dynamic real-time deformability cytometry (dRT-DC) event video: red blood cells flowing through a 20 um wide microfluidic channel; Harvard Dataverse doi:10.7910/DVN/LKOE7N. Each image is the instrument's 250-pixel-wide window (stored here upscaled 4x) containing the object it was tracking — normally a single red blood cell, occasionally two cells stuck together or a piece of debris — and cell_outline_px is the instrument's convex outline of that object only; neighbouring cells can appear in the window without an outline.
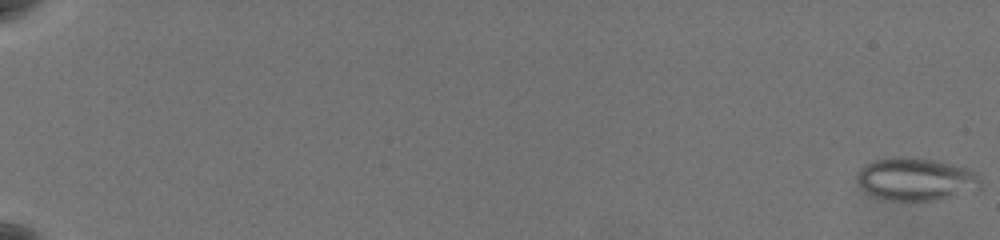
{"species": "common noctule bat (a hibernating species)", "species_latin": "Nyctalus noctula", "temperature_condition": "warm", "stored_images_in_passage": 19, "camera_frame_rate_fps": 3000, "um_per_image_px": 0.085, "animal": {"sex": "female", "body_mass_g": 19.5, "forearm_length_mm": 54.1}, "frame": {"image": 1, "passage_image": 1, "time_ms": 0.0, "image_size_px": [1000, 240], "cell_outline_px": [[980, 188], [976, 192], [936, 200], [888, 200], [876, 196], [860, 188], [856, 180], [856, 172], [864, 164], [872, 160], [892, 156], [908, 156], [936, 160], [968, 168], [976, 172], [980, 176]], "centroid_in_image_um": [77.86, 15.21], "position_along_channel_um": 7.1, "area_um2": 31.5}}